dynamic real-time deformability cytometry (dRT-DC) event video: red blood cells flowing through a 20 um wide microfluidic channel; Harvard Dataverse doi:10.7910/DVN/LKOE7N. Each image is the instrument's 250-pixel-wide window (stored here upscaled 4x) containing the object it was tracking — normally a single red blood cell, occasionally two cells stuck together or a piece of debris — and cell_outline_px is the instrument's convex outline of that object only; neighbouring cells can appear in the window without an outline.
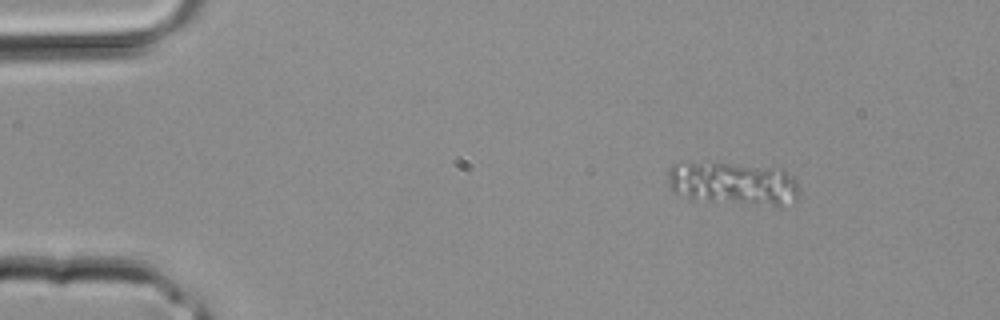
{"species": "common noctule bat (a hibernating species)", "species_latin": "Nyctalus noctula", "temperature_condition": "room temperature", "stored_images_in_passage": 2, "camera_frame_rate_fps": 3000, "um_per_image_px": 0.085, "animal": {"sex": "male", "body_mass_g": 20.4}, "frame": {"image": 1, "passage_image": 1, "time_ms": 0.0, "image_size_px": [1000, 320], "cell_outline_px": [[804, 196], [780, 208], [688, 200], [672, 192], [668, 176], [668, 168], [672, 164], [688, 160], [712, 160], [784, 168], [796, 180]], "centroid_in_image_um": [62.35, 15.59], "position_along_channel_um": 22.6, "area_um2": 36.07}}